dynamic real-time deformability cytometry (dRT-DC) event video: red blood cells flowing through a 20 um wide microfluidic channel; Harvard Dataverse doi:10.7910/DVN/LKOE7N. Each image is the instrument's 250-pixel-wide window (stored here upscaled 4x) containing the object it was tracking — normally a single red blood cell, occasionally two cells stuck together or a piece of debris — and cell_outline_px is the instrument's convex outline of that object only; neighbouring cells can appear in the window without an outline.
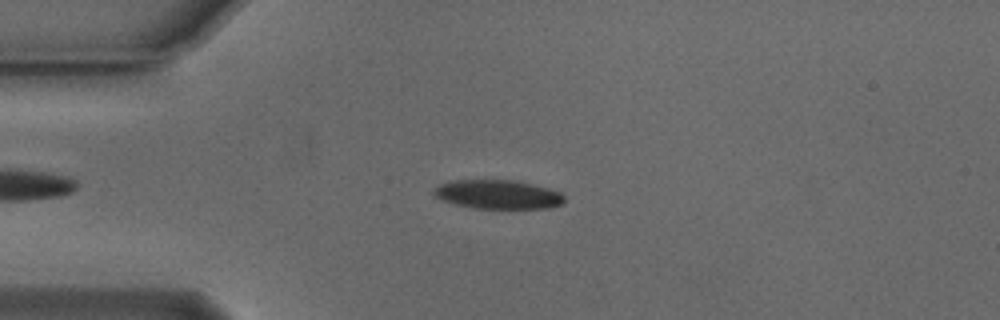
{"species": "Egyptian fruit bat (a non-hibernating species)", "species_latin": "Rousettus aegyptiacus", "temperature_condition": "cold", "stored_images_in_passage": 53, "camera_frame_rate_fps": 3000, "um_per_image_px": 0.085, "animal": {"sex": "male"}, "frame": {"image": 1, "passage_image": 12, "time_ms": 3.667, "image_size_px": [1000, 320], "cell_outline_px": [[560, 200], [556, 204], [528, 208], [488, 208], [468, 204], [452, 200], [440, 196], [436, 192], [440, 188], [448, 184], [520, 184], [552, 192], [560, 196]], "centroid_in_image_um": [42.41, 16.62], "position_along_channel_um": 42.6, "area_um2": 16.88}}
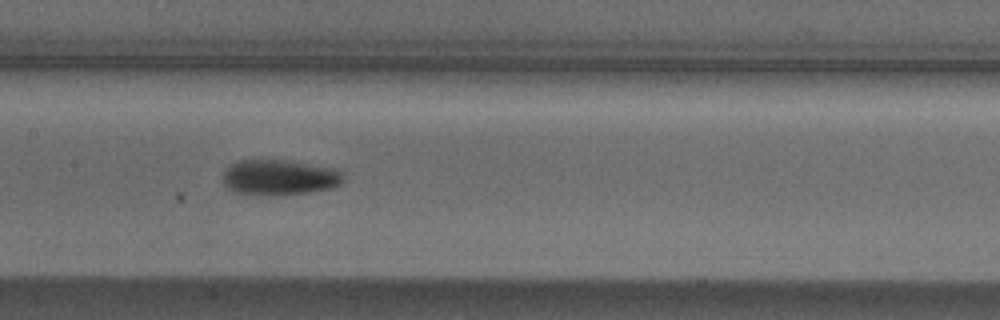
{"frame": {"image": 2, "passage_image": 25, "time_ms": 8.0, "image_size_px": [1000, 320], "cell_outline_px": [[336, 180], [332, 184], [316, 188], [276, 192], [268, 192], [240, 188], [232, 184], [228, 180], [228, 176], [240, 164], [276, 164], [304, 168], [324, 172], [336, 176]], "centroid_in_image_um": [23.65, 15.12], "position_along_channel_um": 183.7, "area_um2": 16.59}}
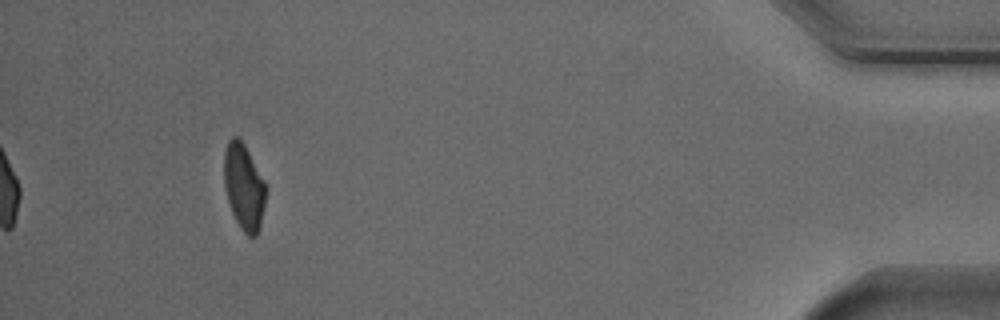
{"frame": {"image": 3, "passage_image": 49, "time_ms": 16.0, "image_size_px": [1000, 320], "cell_outline_px": [[264, 200], [260, 220], [256, 232], [252, 236], [240, 224], [232, 208], [228, 196], [224, 176], [224, 160], [228, 144], [236, 136], [240, 140], [264, 184]], "centroid_in_image_um": [20.7, 15.83], "position_along_channel_um": 414.5, "area_um2": 18.44}, "authors_computed_cell_mechanics": {"area_um2": 17.629, "velocity_mm_per_s": 3.7619, "shape_relaxation_time_tau1_ms": 10.1371, "shape_relaxation_time_tau2_ms": 5.0192, "deformation_change_tau1": 0.3006, "deformation_change_tau2": 0.1225}}